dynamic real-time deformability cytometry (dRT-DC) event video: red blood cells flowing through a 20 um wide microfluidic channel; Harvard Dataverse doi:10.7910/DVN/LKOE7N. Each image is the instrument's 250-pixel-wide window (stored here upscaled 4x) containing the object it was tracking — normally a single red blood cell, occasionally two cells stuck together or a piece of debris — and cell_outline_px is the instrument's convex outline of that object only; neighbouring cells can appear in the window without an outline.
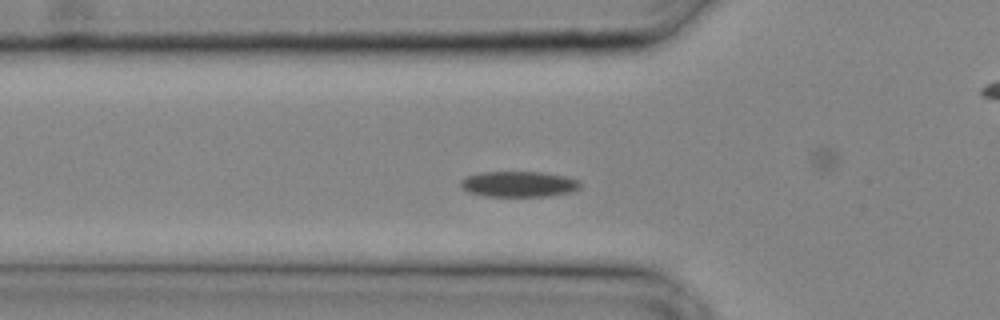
{"species": "common noctule bat (a hibernating species)", "species_latin": "Nyctalus noctula", "temperature_condition": "cold", "stored_images_in_passage": 20, "camera_frame_rate_fps": 3000, "um_per_image_px": 0.085, "animal": {"sex": "male", "body_mass_g": 20.4}, "frame": {"image": 1, "passage_image": 4, "time_ms": 1.0, "image_size_px": [1000, 320], "cell_outline_px": [[580, 188], [568, 192], [548, 196], [484, 196], [468, 192], [460, 184], [460, 180], [464, 176], [480, 172], [544, 172], [568, 176], [580, 180]], "centroid_in_image_um": [44.09, 15.63], "position_along_channel_um": 81.7, "area_um2": 18.03}}
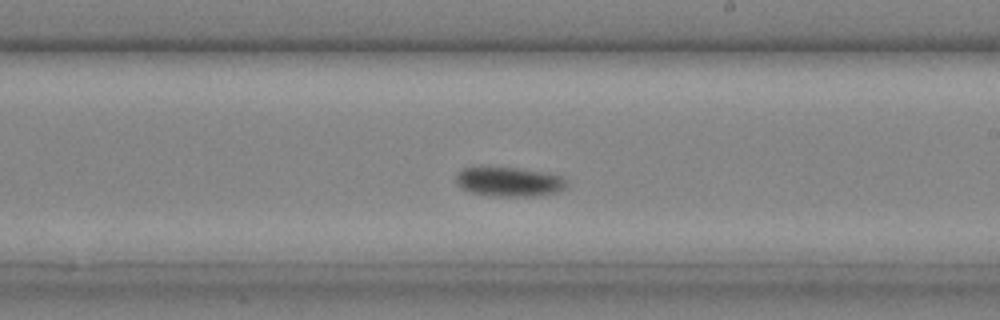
{"frame": {"image": 2, "passage_image": 12, "time_ms": 3.667, "image_size_px": [1000, 320], "cell_outline_px": [[568, 184], [560, 192], [540, 196], [488, 196], [468, 192], [456, 184], [456, 172], [460, 168], [476, 164], [520, 168], [548, 172], [564, 176], [568, 180]], "centroid_in_image_um": [43.24, 15.4], "position_along_channel_um": 245.8, "area_um2": 20.35}}